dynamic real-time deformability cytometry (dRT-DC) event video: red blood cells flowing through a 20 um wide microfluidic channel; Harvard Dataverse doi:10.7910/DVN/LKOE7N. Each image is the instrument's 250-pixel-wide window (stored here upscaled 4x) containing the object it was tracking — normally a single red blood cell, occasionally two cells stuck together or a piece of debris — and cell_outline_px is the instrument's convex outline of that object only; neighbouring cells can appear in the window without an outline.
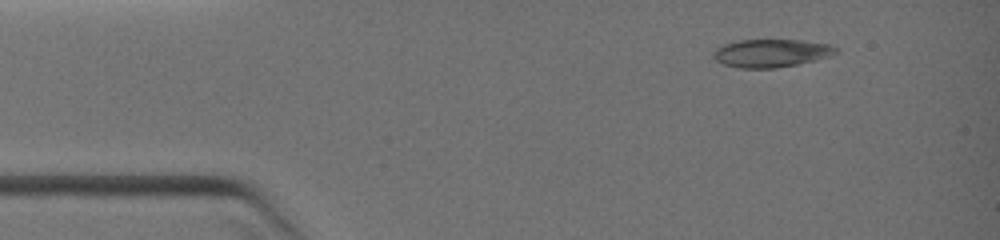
{"species": "common noctule bat (a hibernating species)", "species_latin": "Nyctalus noctula", "temperature_condition": "warm", "stored_images_in_passage": 3, "camera_frame_rate_fps": 3000, "um_per_image_px": 0.085, "animal": {"sex": "female", "body_mass_g": 19.0, "forearm_length_mm": 51.5}, "frame": {"image": 1, "passage_image": 1, "time_ms": 0.0, "image_size_px": [1000, 240], "cell_outline_px": [[840, 52], [828, 56], [796, 64], [776, 68], [740, 68], [724, 64], [716, 60], [712, 56], [712, 52], [716, 48], [724, 44], [740, 40], [800, 40], [828, 44], [836, 48]], "centroid_in_image_um": [65.51, 4.51], "position_along_channel_um": 19.5, "area_um2": 19.77}}
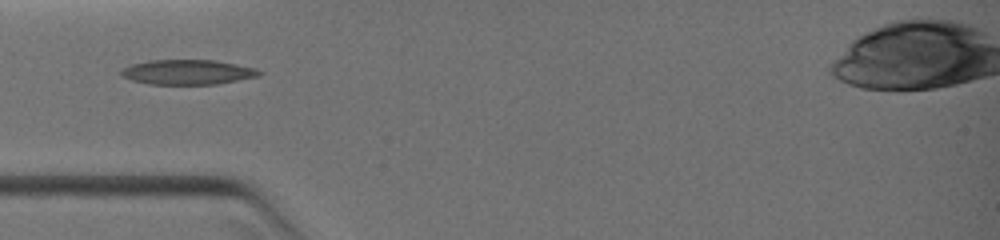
{"frame": {"image": 2, "passage_image": 3, "time_ms": 2.333, "image_size_px": [1000, 240], "cell_outline_px": [[264, 72], [260, 76], [216, 84], [148, 84], [132, 80], [120, 76], [120, 68], [132, 64], [148, 60], [216, 60], [256, 68]], "centroid_in_image_um": [15.93, 6.12], "position_along_channel_um": 69.1, "area_um2": 20.17}}